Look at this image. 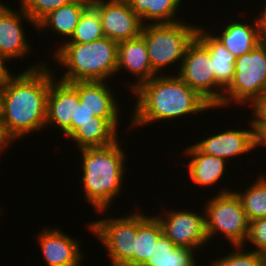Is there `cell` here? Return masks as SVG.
<instances>
[{"label":"cell","mask_w":266,"mask_h":266,"mask_svg":"<svg viewBox=\"0 0 266 266\" xmlns=\"http://www.w3.org/2000/svg\"><path fill=\"white\" fill-rule=\"evenodd\" d=\"M118 43L103 37L91 43H63L49 54L53 56L47 61L57 62L51 67L54 75L61 81L73 83L77 81H109L117 71ZM52 58V60H51ZM59 65V66H58ZM61 66V67H60ZM64 69V70H63ZM57 70V71H56ZM58 76V77H57Z\"/></svg>","instance_id":"cell-4"},{"label":"cell","mask_w":266,"mask_h":266,"mask_svg":"<svg viewBox=\"0 0 266 266\" xmlns=\"http://www.w3.org/2000/svg\"><path fill=\"white\" fill-rule=\"evenodd\" d=\"M199 258L195 251L178 247L164 260L163 266H199Z\"/></svg>","instance_id":"cell-32"},{"label":"cell","mask_w":266,"mask_h":266,"mask_svg":"<svg viewBox=\"0 0 266 266\" xmlns=\"http://www.w3.org/2000/svg\"><path fill=\"white\" fill-rule=\"evenodd\" d=\"M77 90L68 82L56 78L51 68V84L47 96L46 125L48 128L59 130L62 138L72 134V119H75L76 104H79ZM51 126H53L51 128ZM47 129V130H46Z\"/></svg>","instance_id":"cell-15"},{"label":"cell","mask_w":266,"mask_h":266,"mask_svg":"<svg viewBox=\"0 0 266 266\" xmlns=\"http://www.w3.org/2000/svg\"><path fill=\"white\" fill-rule=\"evenodd\" d=\"M120 133L109 122L87 123L79 126L68 138L75 149L105 146L117 141ZM70 139V140H69Z\"/></svg>","instance_id":"cell-25"},{"label":"cell","mask_w":266,"mask_h":266,"mask_svg":"<svg viewBox=\"0 0 266 266\" xmlns=\"http://www.w3.org/2000/svg\"><path fill=\"white\" fill-rule=\"evenodd\" d=\"M249 107L250 109H246H248L247 111L251 110L250 118H252L253 129L257 137L266 129V90Z\"/></svg>","instance_id":"cell-30"},{"label":"cell","mask_w":266,"mask_h":266,"mask_svg":"<svg viewBox=\"0 0 266 266\" xmlns=\"http://www.w3.org/2000/svg\"><path fill=\"white\" fill-rule=\"evenodd\" d=\"M123 70L125 74L127 73L126 76L129 74L134 78H131L133 82L127 78L126 82H124L125 87L129 88H126L127 92L130 91L129 93H132L141 84L156 76L150 65L146 43L141 35L118 43L116 76L118 73L120 75L124 74ZM127 80L129 83H127Z\"/></svg>","instance_id":"cell-17"},{"label":"cell","mask_w":266,"mask_h":266,"mask_svg":"<svg viewBox=\"0 0 266 266\" xmlns=\"http://www.w3.org/2000/svg\"><path fill=\"white\" fill-rule=\"evenodd\" d=\"M265 3V4H264ZM263 5L264 7L260 5L258 12H255L256 14V20L258 24V28L261 34V37L263 39H266V2H264ZM263 7V8H262Z\"/></svg>","instance_id":"cell-35"},{"label":"cell","mask_w":266,"mask_h":266,"mask_svg":"<svg viewBox=\"0 0 266 266\" xmlns=\"http://www.w3.org/2000/svg\"><path fill=\"white\" fill-rule=\"evenodd\" d=\"M105 37L98 11L90 5L81 15L71 38L64 43H91Z\"/></svg>","instance_id":"cell-26"},{"label":"cell","mask_w":266,"mask_h":266,"mask_svg":"<svg viewBox=\"0 0 266 266\" xmlns=\"http://www.w3.org/2000/svg\"><path fill=\"white\" fill-rule=\"evenodd\" d=\"M3 1H6V0H0V3H8V2H3ZM16 2H17V0H16Z\"/></svg>","instance_id":"cell-44"},{"label":"cell","mask_w":266,"mask_h":266,"mask_svg":"<svg viewBox=\"0 0 266 266\" xmlns=\"http://www.w3.org/2000/svg\"><path fill=\"white\" fill-rule=\"evenodd\" d=\"M199 264H201V265H199V266H208L207 263L204 265V263H202V261H201V263H199ZM202 264H203V265H202Z\"/></svg>","instance_id":"cell-42"},{"label":"cell","mask_w":266,"mask_h":266,"mask_svg":"<svg viewBox=\"0 0 266 266\" xmlns=\"http://www.w3.org/2000/svg\"><path fill=\"white\" fill-rule=\"evenodd\" d=\"M181 152L180 157L183 158L185 155L183 159L187 160L186 163H183L182 160L181 164L188 169L186 178L189 177L191 180L188 182L203 188L201 190L218 186L219 183L221 185L224 177L230 175L226 174V172L228 173L227 167H231L228 165L230 163L223 158L202 153L194 144H186L185 149L183 148Z\"/></svg>","instance_id":"cell-18"},{"label":"cell","mask_w":266,"mask_h":266,"mask_svg":"<svg viewBox=\"0 0 266 266\" xmlns=\"http://www.w3.org/2000/svg\"><path fill=\"white\" fill-rule=\"evenodd\" d=\"M13 143L17 144L16 138L9 131L6 122L0 119V156H3V153L7 154L5 151L11 149L14 146Z\"/></svg>","instance_id":"cell-34"},{"label":"cell","mask_w":266,"mask_h":266,"mask_svg":"<svg viewBox=\"0 0 266 266\" xmlns=\"http://www.w3.org/2000/svg\"><path fill=\"white\" fill-rule=\"evenodd\" d=\"M177 248L178 246L162 234L156 245H154L153 256L149 258L145 264L149 266H163L164 260Z\"/></svg>","instance_id":"cell-31"},{"label":"cell","mask_w":266,"mask_h":266,"mask_svg":"<svg viewBox=\"0 0 266 266\" xmlns=\"http://www.w3.org/2000/svg\"><path fill=\"white\" fill-rule=\"evenodd\" d=\"M85 1H87V2H89V3H93V2H96V1H98V0H85Z\"/></svg>","instance_id":"cell-40"},{"label":"cell","mask_w":266,"mask_h":266,"mask_svg":"<svg viewBox=\"0 0 266 266\" xmlns=\"http://www.w3.org/2000/svg\"><path fill=\"white\" fill-rule=\"evenodd\" d=\"M167 206L166 204L162 212H156L158 215L155 212L151 213L160 222L163 234L176 246L193 250L200 256L203 249L206 248L207 250L209 247L208 244H210L206 234L205 211L203 206H201L202 209L198 208L197 211L193 208L191 210L190 208H186V210L183 207H176V210L170 208V210Z\"/></svg>","instance_id":"cell-9"},{"label":"cell","mask_w":266,"mask_h":266,"mask_svg":"<svg viewBox=\"0 0 266 266\" xmlns=\"http://www.w3.org/2000/svg\"><path fill=\"white\" fill-rule=\"evenodd\" d=\"M135 100L129 114V127L135 131L160 122L184 120L187 117H200L212 113L215 108L197 91L190 88L177 74L156 75L141 84L129 95ZM205 112V113H204ZM207 112V113H206ZM131 115V116H130ZM200 115V116H199Z\"/></svg>","instance_id":"cell-1"},{"label":"cell","mask_w":266,"mask_h":266,"mask_svg":"<svg viewBox=\"0 0 266 266\" xmlns=\"http://www.w3.org/2000/svg\"><path fill=\"white\" fill-rule=\"evenodd\" d=\"M183 16H185L184 21L149 24L142 28L141 36L146 43L150 65L156 75H176L188 45L197 35L199 23L185 21L187 15ZM173 66L175 67L172 68ZM172 69L175 70L173 73Z\"/></svg>","instance_id":"cell-5"},{"label":"cell","mask_w":266,"mask_h":266,"mask_svg":"<svg viewBox=\"0 0 266 266\" xmlns=\"http://www.w3.org/2000/svg\"><path fill=\"white\" fill-rule=\"evenodd\" d=\"M120 139L110 145L84 147L77 150L81 159L78 167L82 168L80 169L82 174L80 183L83 184L81 195L91 207L93 206L94 214L112 209L114 201L116 202L124 192L127 179L125 174L129 164L127 150H124L125 147L121 144L123 139L121 137Z\"/></svg>","instance_id":"cell-3"},{"label":"cell","mask_w":266,"mask_h":266,"mask_svg":"<svg viewBox=\"0 0 266 266\" xmlns=\"http://www.w3.org/2000/svg\"><path fill=\"white\" fill-rule=\"evenodd\" d=\"M35 233V238L45 266H82L86 260L85 251L75 236L55 226H45ZM84 259V260H83Z\"/></svg>","instance_id":"cell-13"},{"label":"cell","mask_w":266,"mask_h":266,"mask_svg":"<svg viewBox=\"0 0 266 266\" xmlns=\"http://www.w3.org/2000/svg\"><path fill=\"white\" fill-rule=\"evenodd\" d=\"M237 19L229 20L225 19V21H229L226 25L223 24L221 28L220 25L215 26V28L210 27L209 30L212 31V34L223 43L225 48L230 51L232 55L236 58L242 56L243 54L251 52L258 44H260L264 39L261 37L257 20L255 15L250 19V21H244L245 17L235 16ZM217 27V30H216ZM213 30H212V29ZM216 30V32H215ZM215 32V33H214Z\"/></svg>","instance_id":"cell-19"},{"label":"cell","mask_w":266,"mask_h":266,"mask_svg":"<svg viewBox=\"0 0 266 266\" xmlns=\"http://www.w3.org/2000/svg\"><path fill=\"white\" fill-rule=\"evenodd\" d=\"M91 5L100 15L105 37L120 43L141 35L144 25L127 0H98Z\"/></svg>","instance_id":"cell-14"},{"label":"cell","mask_w":266,"mask_h":266,"mask_svg":"<svg viewBox=\"0 0 266 266\" xmlns=\"http://www.w3.org/2000/svg\"><path fill=\"white\" fill-rule=\"evenodd\" d=\"M4 116V96H3V85L0 86V119Z\"/></svg>","instance_id":"cell-38"},{"label":"cell","mask_w":266,"mask_h":266,"mask_svg":"<svg viewBox=\"0 0 266 266\" xmlns=\"http://www.w3.org/2000/svg\"><path fill=\"white\" fill-rule=\"evenodd\" d=\"M18 5L17 8L10 7L8 3H0V55L10 63L28 59L27 56L34 55V45L31 44L27 37L26 26H32L36 30V25L33 20L23 11L22 7ZM28 24H24V22ZM26 25V26H25ZM24 26V27H23Z\"/></svg>","instance_id":"cell-11"},{"label":"cell","mask_w":266,"mask_h":266,"mask_svg":"<svg viewBox=\"0 0 266 266\" xmlns=\"http://www.w3.org/2000/svg\"><path fill=\"white\" fill-rule=\"evenodd\" d=\"M108 122L106 119L95 117L84 104H76L75 119H72V133L82 124Z\"/></svg>","instance_id":"cell-33"},{"label":"cell","mask_w":266,"mask_h":266,"mask_svg":"<svg viewBox=\"0 0 266 266\" xmlns=\"http://www.w3.org/2000/svg\"><path fill=\"white\" fill-rule=\"evenodd\" d=\"M234 248V249H233ZM233 249V250H231ZM230 251H224L222 256L209 259L208 266H261L266 260V255L252 250H247L244 246H232Z\"/></svg>","instance_id":"cell-27"},{"label":"cell","mask_w":266,"mask_h":266,"mask_svg":"<svg viewBox=\"0 0 266 266\" xmlns=\"http://www.w3.org/2000/svg\"><path fill=\"white\" fill-rule=\"evenodd\" d=\"M74 0H17L23 11L37 25L46 15Z\"/></svg>","instance_id":"cell-28"},{"label":"cell","mask_w":266,"mask_h":266,"mask_svg":"<svg viewBox=\"0 0 266 266\" xmlns=\"http://www.w3.org/2000/svg\"><path fill=\"white\" fill-rule=\"evenodd\" d=\"M8 64V65H7ZM9 62H7L1 55H0V86H2L9 76L13 73V68H9ZM12 70V71H11Z\"/></svg>","instance_id":"cell-36"},{"label":"cell","mask_w":266,"mask_h":266,"mask_svg":"<svg viewBox=\"0 0 266 266\" xmlns=\"http://www.w3.org/2000/svg\"><path fill=\"white\" fill-rule=\"evenodd\" d=\"M196 38L208 49L216 85L224 92L233 81L236 57L225 48L205 24L199 25Z\"/></svg>","instance_id":"cell-21"},{"label":"cell","mask_w":266,"mask_h":266,"mask_svg":"<svg viewBox=\"0 0 266 266\" xmlns=\"http://www.w3.org/2000/svg\"><path fill=\"white\" fill-rule=\"evenodd\" d=\"M261 266H266V260L261 264Z\"/></svg>","instance_id":"cell-43"},{"label":"cell","mask_w":266,"mask_h":266,"mask_svg":"<svg viewBox=\"0 0 266 266\" xmlns=\"http://www.w3.org/2000/svg\"><path fill=\"white\" fill-rule=\"evenodd\" d=\"M177 75L215 110L222 103L224 92L216 85L210 53L196 37L188 45Z\"/></svg>","instance_id":"cell-10"},{"label":"cell","mask_w":266,"mask_h":266,"mask_svg":"<svg viewBox=\"0 0 266 266\" xmlns=\"http://www.w3.org/2000/svg\"><path fill=\"white\" fill-rule=\"evenodd\" d=\"M134 210L123 216L110 217V210L96 212L100 217L96 221L91 220L85 224L89 233L91 232L100 242L105 250L110 266L134 265V251L136 234L138 229V207L134 205ZM134 211V212H133ZM108 212V216H106ZM104 216L102 218V215Z\"/></svg>","instance_id":"cell-7"},{"label":"cell","mask_w":266,"mask_h":266,"mask_svg":"<svg viewBox=\"0 0 266 266\" xmlns=\"http://www.w3.org/2000/svg\"><path fill=\"white\" fill-rule=\"evenodd\" d=\"M70 84L77 90L80 102L95 114V117L106 119L120 131L124 109L121 108L120 98L117 96L119 93L115 92L109 81H77Z\"/></svg>","instance_id":"cell-16"},{"label":"cell","mask_w":266,"mask_h":266,"mask_svg":"<svg viewBox=\"0 0 266 266\" xmlns=\"http://www.w3.org/2000/svg\"><path fill=\"white\" fill-rule=\"evenodd\" d=\"M256 172H258L255 175L256 178L254 179L251 176V182H247L248 184L243 190L233 189L241 200L243 210L249 222L266 217V171Z\"/></svg>","instance_id":"cell-24"},{"label":"cell","mask_w":266,"mask_h":266,"mask_svg":"<svg viewBox=\"0 0 266 266\" xmlns=\"http://www.w3.org/2000/svg\"><path fill=\"white\" fill-rule=\"evenodd\" d=\"M266 90V39L251 52L236 58L234 78L216 108H247ZM235 104V105H234ZM248 104V105H247ZM233 105V106H232Z\"/></svg>","instance_id":"cell-8"},{"label":"cell","mask_w":266,"mask_h":266,"mask_svg":"<svg viewBox=\"0 0 266 266\" xmlns=\"http://www.w3.org/2000/svg\"><path fill=\"white\" fill-rule=\"evenodd\" d=\"M221 185L220 191L211 193V198H204L202 205L205 211L206 234L210 245L214 246L216 237L218 241L229 244L228 246H244L249 231V221L240 198L235 191L225 185ZM221 236V237H220ZM220 238V239H219ZM214 239V240H212ZM212 242V243H211ZM231 244V245H230Z\"/></svg>","instance_id":"cell-6"},{"label":"cell","mask_w":266,"mask_h":266,"mask_svg":"<svg viewBox=\"0 0 266 266\" xmlns=\"http://www.w3.org/2000/svg\"><path fill=\"white\" fill-rule=\"evenodd\" d=\"M256 141H257V149L259 147H263L264 149L266 148V129H264L257 137H256ZM266 153V149L264 150Z\"/></svg>","instance_id":"cell-37"},{"label":"cell","mask_w":266,"mask_h":266,"mask_svg":"<svg viewBox=\"0 0 266 266\" xmlns=\"http://www.w3.org/2000/svg\"><path fill=\"white\" fill-rule=\"evenodd\" d=\"M140 209V211H139ZM138 209V229L136 234L134 264L145 263L153 256L154 245L163 234L162 226L158 219L152 214Z\"/></svg>","instance_id":"cell-23"},{"label":"cell","mask_w":266,"mask_h":266,"mask_svg":"<svg viewBox=\"0 0 266 266\" xmlns=\"http://www.w3.org/2000/svg\"><path fill=\"white\" fill-rule=\"evenodd\" d=\"M244 247L266 255V217L249 222V231Z\"/></svg>","instance_id":"cell-29"},{"label":"cell","mask_w":266,"mask_h":266,"mask_svg":"<svg viewBox=\"0 0 266 266\" xmlns=\"http://www.w3.org/2000/svg\"><path fill=\"white\" fill-rule=\"evenodd\" d=\"M130 8L141 18L143 25L175 23L184 0H127ZM183 2V3H182ZM178 15V16H177Z\"/></svg>","instance_id":"cell-22"},{"label":"cell","mask_w":266,"mask_h":266,"mask_svg":"<svg viewBox=\"0 0 266 266\" xmlns=\"http://www.w3.org/2000/svg\"><path fill=\"white\" fill-rule=\"evenodd\" d=\"M35 62L29 63L21 72L15 70L3 84V120L17 141L31 133L34 136L36 132H43L46 125L50 61L37 59Z\"/></svg>","instance_id":"cell-2"},{"label":"cell","mask_w":266,"mask_h":266,"mask_svg":"<svg viewBox=\"0 0 266 266\" xmlns=\"http://www.w3.org/2000/svg\"><path fill=\"white\" fill-rule=\"evenodd\" d=\"M126 266H149V265H146L145 263H140V264L126 265Z\"/></svg>","instance_id":"cell-39"},{"label":"cell","mask_w":266,"mask_h":266,"mask_svg":"<svg viewBox=\"0 0 266 266\" xmlns=\"http://www.w3.org/2000/svg\"><path fill=\"white\" fill-rule=\"evenodd\" d=\"M0 205H2L1 202H0ZM0 207H1V208H0V216H1V215H2L1 212H3L2 209H3L4 207H2V206H0Z\"/></svg>","instance_id":"cell-41"},{"label":"cell","mask_w":266,"mask_h":266,"mask_svg":"<svg viewBox=\"0 0 266 266\" xmlns=\"http://www.w3.org/2000/svg\"><path fill=\"white\" fill-rule=\"evenodd\" d=\"M246 126L238 128L236 124L235 128L222 127L221 131H214L203 137L200 141L194 142L193 144L202 152L208 155L217 156L225 159L228 163L232 162V159H237L239 157L244 158V155L254 154L253 151H257V141L255 132L253 129L251 118L247 120ZM247 129H246V128ZM212 134V135H211ZM231 161V162H230Z\"/></svg>","instance_id":"cell-12"},{"label":"cell","mask_w":266,"mask_h":266,"mask_svg":"<svg viewBox=\"0 0 266 266\" xmlns=\"http://www.w3.org/2000/svg\"><path fill=\"white\" fill-rule=\"evenodd\" d=\"M90 5L91 3L85 0H74L50 12L36 25V31H38L36 34L40 33L47 36L45 33L48 35H50L49 33H53L52 35H58L57 38H60L57 40L55 39V44L53 46L52 44L50 45L55 48L54 50L53 48L50 50L47 48L49 52L51 50L54 52L59 47V44L62 45L71 38L81 15ZM47 30H49V33Z\"/></svg>","instance_id":"cell-20"}]
</instances>
